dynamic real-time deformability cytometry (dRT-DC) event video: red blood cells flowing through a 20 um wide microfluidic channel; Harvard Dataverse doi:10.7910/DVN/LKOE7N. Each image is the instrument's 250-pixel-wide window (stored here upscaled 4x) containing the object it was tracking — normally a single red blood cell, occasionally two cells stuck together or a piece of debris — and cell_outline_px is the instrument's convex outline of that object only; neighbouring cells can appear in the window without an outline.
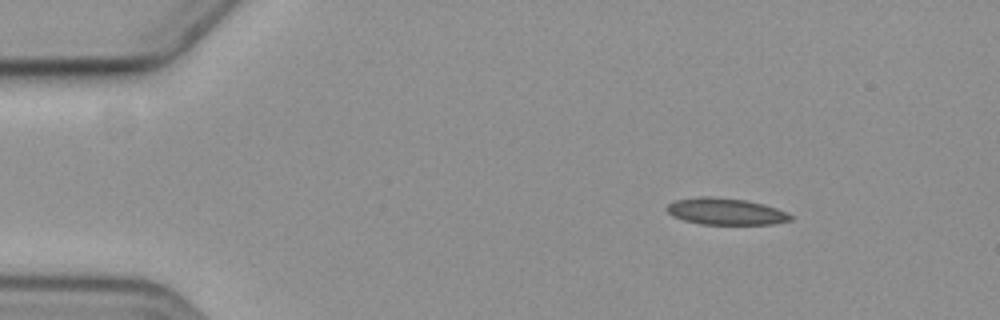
{"species": "common noctule bat (a hibernating species)", "species_latin": "Nyctalus noctula", "temperature_condition": "cold", "stored_images_in_passage": 5, "camera_frame_rate_fps": 3000, "um_per_image_px": 0.085, "animal": {"sex": "female", "body_mass_g": 19.3, "forearm_length_mm": 54.1}, "frame": {"image": 1, "passage_image": 1, "time_ms": 0.0, "image_size_px": [1000, 320], "cell_outline_px": [[792, 220], [776, 224], [700, 224], [684, 220], [672, 216], [664, 208], [668, 204], [676, 200], [704, 196], [744, 200], [764, 204], [776, 208], [792, 216]], "centroid_in_image_um": [61.66, 17.98], "position_along_channel_um": 23.3, "area_um2": 19.02}}
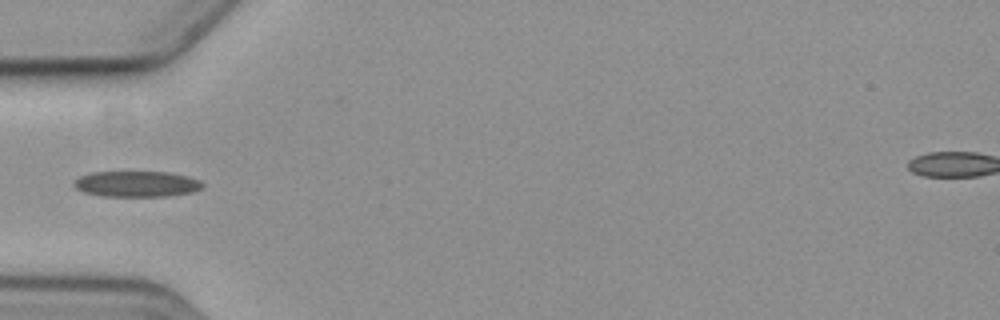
{"frame": {"image": 2, "passage_image": 4, "time_ms": 3.667, "image_size_px": [1000, 320], "cell_outline_px": [[204, 188], [192, 192], [168, 196], [104, 196], [84, 192], [76, 188], [72, 184], [80, 176], [92, 172], [168, 172], [188, 176], [200, 180], [204, 184]], "centroid_in_image_um": [11.65, 15.63], "position_along_channel_um": 73.3, "area_um2": 19.36}}
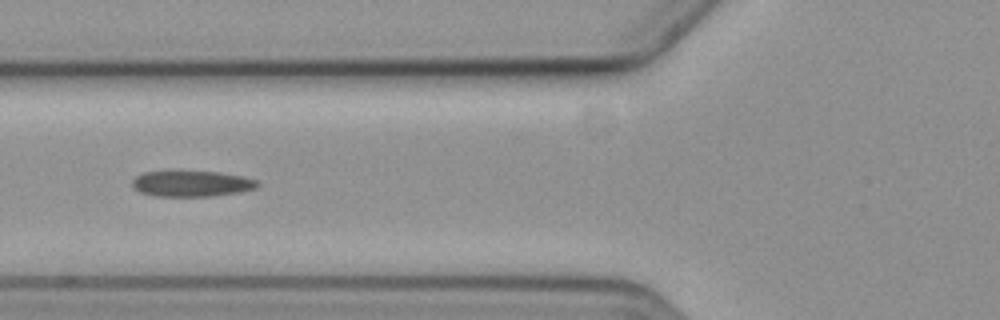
{"frame": {"image": 3, "passage_image": 5, "time_ms": 4.667, "image_size_px": [1000, 320], "cell_outline_px": [[260, 184], [256, 188], [240, 192], [212, 196], [152, 196], [140, 192], [132, 188], [132, 180], [136, 176], [144, 172], [220, 172], [240, 176], [256, 180]], "centroid_in_image_um": [16.27, 15.62], "position_along_channel_um": 109.5, "area_um2": 18.73}}